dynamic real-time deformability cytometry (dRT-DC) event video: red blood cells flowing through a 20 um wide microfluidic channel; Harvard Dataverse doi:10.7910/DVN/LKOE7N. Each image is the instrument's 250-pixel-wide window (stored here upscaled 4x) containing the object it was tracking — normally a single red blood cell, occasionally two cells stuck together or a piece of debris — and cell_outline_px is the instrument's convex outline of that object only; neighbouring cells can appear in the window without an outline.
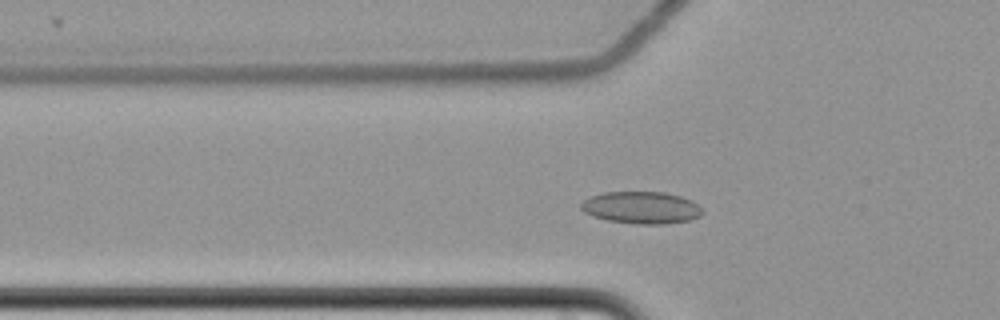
{"species": "common noctule bat (a hibernating species)", "species_latin": "Nyctalus noctula", "temperature_condition": "cold", "stored_images_in_passage": 54, "camera_frame_rate_fps": 3000, "um_per_image_px": 0.085, "animal": {"sex": "female", "body_mass_g": 22.7, "forearm_length_mm": 54.2}, "frame": {"image": 1, "passage_image": 15, "time_ms": 4.667, "image_size_px": [1000, 320], "cell_outline_px": [[704, 212], [700, 216], [688, 220], [664, 224], [636, 224], [608, 220], [592, 216], [584, 212], [580, 208], [580, 204], [584, 200], [592, 196], [604, 192], [664, 192], [680, 196], [692, 200]], "centroid_in_image_um": [54.5, 17.65], "position_along_channel_um": 71.3, "area_um2": 22.66}}
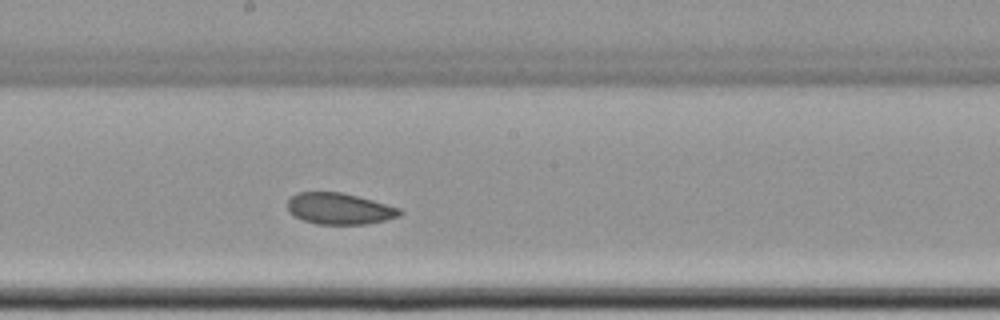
{"frame": {"image": 2, "passage_image": 28, "time_ms": 9.0, "image_size_px": [1000, 320], "cell_outline_px": [[404, 212], [400, 216], [384, 220], [364, 224], [316, 224], [304, 220], [288, 212], [288, 200], [296, 192], [340, 192], [388, 204], [400, 208]], "centroid_in_image_um": [28.86, 17.73], "position_along_channel_um": 219.3, "area_um2": 20.4}}
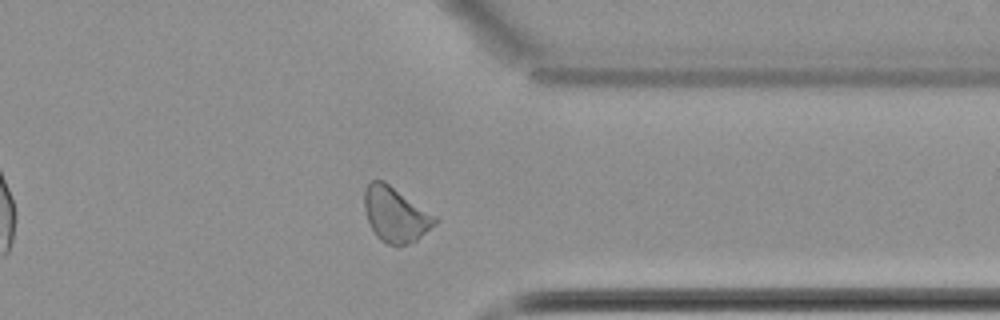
{"frame": {"image": 3, "passage_image": 42, "time_ms": 13.667, "image_size_px": [1000, 320], "cell_outline_px": [[440, 220], [436, 224], [416, 240], [408, 244], [388, 244], [380, 240], [376, 236], [368, 220], [364, 208], [364, 188], [372, 180], [384, 180], [436, 216]], "centroid_in_image_um": [33.61, 18.21], "position_along_channel_um": 377.8, "area_um2": 22.48}, "authors_computed_cell_mechanics": {"area_um2": 22.0796, "velocity_mm_per_s": 3.4612, "shape_relaxation_time_tau1_ms": null, "shape_relaxation_time_tau2_ms": 4.3456, "deformation_change_tau1": null, "deformation_change_tau2": 0.06}}